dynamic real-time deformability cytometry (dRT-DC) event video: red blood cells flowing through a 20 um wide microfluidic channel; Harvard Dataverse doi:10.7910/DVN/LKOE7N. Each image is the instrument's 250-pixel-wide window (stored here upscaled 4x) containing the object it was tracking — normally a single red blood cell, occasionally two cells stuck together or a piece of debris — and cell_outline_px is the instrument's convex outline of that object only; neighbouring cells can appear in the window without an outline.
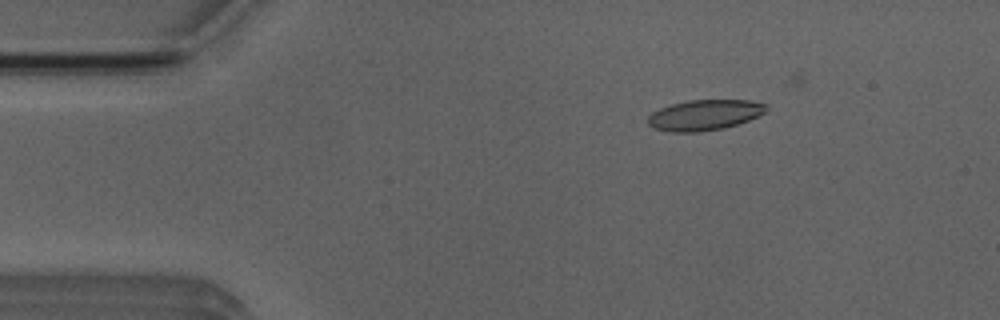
{"species": "Egyptian fruit bat (a non-hibernating species)", "species_latin": "Rousettus aegyptiacus", "temperature_condition": "room temperature", "stored_images_in_passage": 4, "camera_frame_rate_fps": 3000, "um_per_image_px": 0.085, "animal": {"sex": "male"}, "frame": {"image": 1, "passage_image": 2, "time_ms": 1.0, "image_size_px": [1000, 320], "cell_outline_px": [[768, 108], [764, 112], [748, 120], [724, 128], [700, 132], [672, 132], [656, 128], [648, 124], [648, 116], [652, 112], [660, 108], [672, 104], [688, 100], [748, 100], [768, 104]], "centroid_in_image_um": [59.88, 9.77], "position_along_channel_um": 25.1, "area_um2": 20.92}}